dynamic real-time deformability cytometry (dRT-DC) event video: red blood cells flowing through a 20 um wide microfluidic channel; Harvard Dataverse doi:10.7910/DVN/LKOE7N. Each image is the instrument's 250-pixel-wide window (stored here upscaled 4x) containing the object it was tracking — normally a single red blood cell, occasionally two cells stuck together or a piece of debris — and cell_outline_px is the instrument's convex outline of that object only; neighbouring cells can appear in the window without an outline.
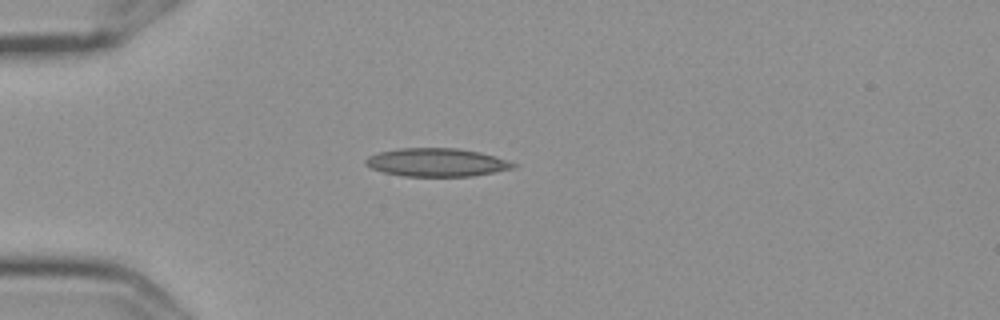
{"species": "Egyptian fruit bat (a non-hibernating species)", "species_latin": "Rousettus aegyptiacus", "temperature_condition": "cold", "stored_images_in_passage": 3, "camera_frame_rate_fps": 3000, "um_per_image_px": 0.085, "frame": {"image": 1, "passage_image": 1, "time_ms": 0.0, "image_size_px": [1000, 320], "cell_outline_px": [[516, 168], [472, 176], [404, 176], [384, 172], [372, 168], [364, 164], [364, 160], [368, 156], [380, 152], [400, 148], [460, 148], [480, 152], [496, 156], [508, 160], [516, 164]], "centroid_in_image_um": [37.14, 13.8], "position_along_channel_um": 47.9, "area_um2": 24.33}}
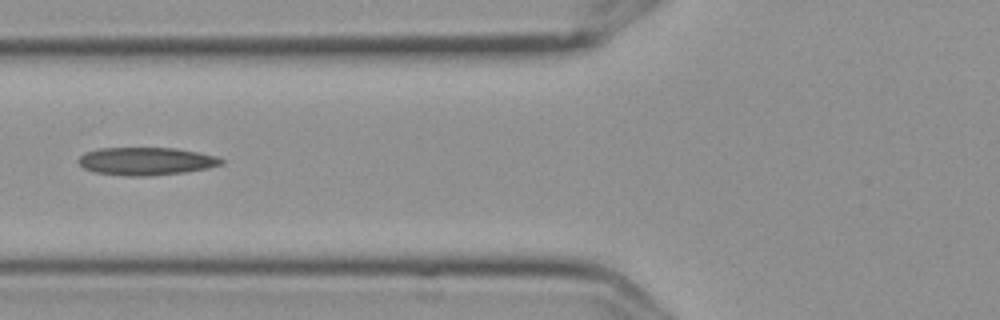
{"frame": {"image": 2, "passage_image": 3, "time_ms": 0.667, "image_size_px": [1000, 320], "cell_outline_px": [[224, 164], [208, 168], [184, 172], [148, 176], [132, 176], [92, 172], [84, 168], [76, 160], [84, 152], [100, 148], [176, 148], [216, 156], [224, 160]], "centroid_in_image_um": [12.4, 13.7], "position_along_channel_um": 113.4, "area_um2": 23.18}}